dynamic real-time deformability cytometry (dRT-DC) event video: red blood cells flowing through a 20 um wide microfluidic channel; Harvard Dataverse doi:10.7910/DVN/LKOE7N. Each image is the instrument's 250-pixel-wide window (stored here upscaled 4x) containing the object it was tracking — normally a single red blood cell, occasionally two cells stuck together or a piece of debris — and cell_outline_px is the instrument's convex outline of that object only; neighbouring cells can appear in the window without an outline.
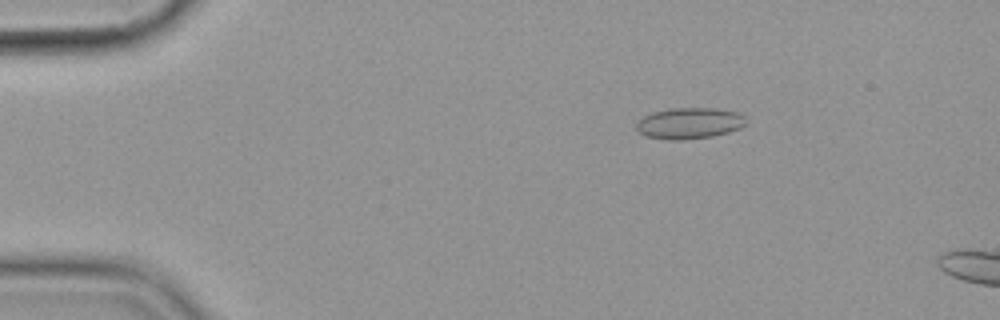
{"species": "common noctule bat (a hibernating species)", "species_latin": "Nyctalus noctula", "temperature_condition": "cold", "stored_images_in_passage": 14, "camera_frame_rate_fps": 3000, "um_per_image_px": 0.085, "animal": {"sex": "female", "body_mass_g": 19.9}, "frame": {"image": 1, "passage_image": 10, "time_ms": 3.0, "image_size_px": [1000, 320], "cell_outline_px": [[748, 124], [740, 128], [728, 132], [712, 136], [680, 140], [668, 140], [644, 136], [636, 128], [636, 124], [644, 116], [652, 112], [672, 108], [716, 108], [736, 112], [744, 116], [748, 120]], "centroid_in_image_um": [58.62, 10.47], "position_along_channel_um": 26.4, "area_um2": 20.0}}